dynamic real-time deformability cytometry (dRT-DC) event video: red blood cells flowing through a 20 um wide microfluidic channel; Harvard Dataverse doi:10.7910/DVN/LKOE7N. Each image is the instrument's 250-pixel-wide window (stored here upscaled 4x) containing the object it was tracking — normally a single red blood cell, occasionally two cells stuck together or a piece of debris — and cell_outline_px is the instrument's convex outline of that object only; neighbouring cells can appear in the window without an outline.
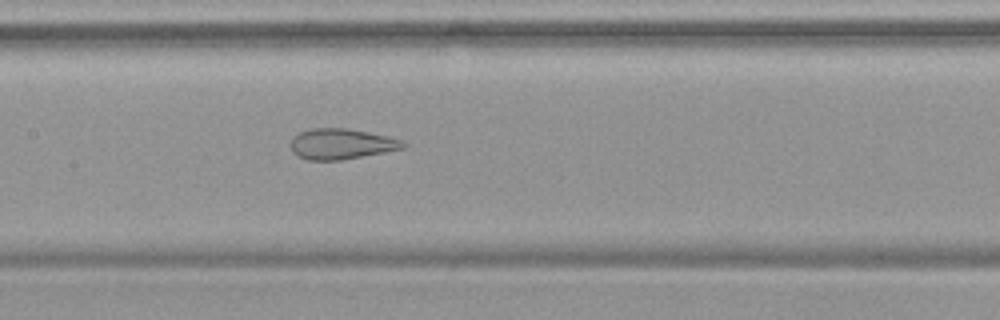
{"species": "common noctule bat (a hibernating species)", "species_latin": "Nyctalus noctula", "temperature_condition": "warm", "stored_images_in_passage": 53, "camera_frame_rate_fps": 3000, "um_per_image_px": 0.085, "animal": {"sex": "female", "body_mass_g": 19.9}, "frame": {"image": 1, "passage_image": 26, "time_ms": 8.333, "image_size_px": [1000, 320], "cell_outline_px": [[408, 144], [404, 148], [340, 160], [308, 160], [296, 156], [292, 152], [292, 136], [308, 128], [344, 128], [368, 132], [388, 136], [404, 140]], "centroid_in_image_um": [29.01, 12.23], "position_along_channel_um": 178.4, "area_um2": 20.06}}
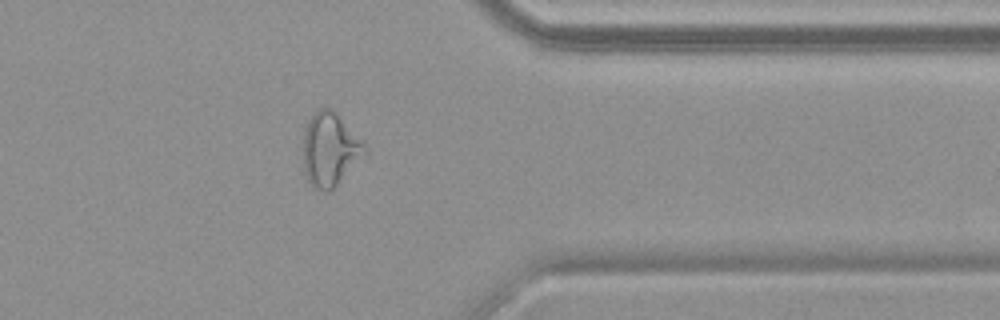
{"frame": {"image": 2, "passage_image": 43, "time_ms": 14.0, "image_size_px": [1000, 320], "cell_outline_px": [[368, 152], [328, 192], [324, 192], [312, 188], [304, 176], [304, 128], [308, 120], [316, 108], [332, 108], [336, 112], [364, 144]], "centroid_in_image_um": [28.0, 12.7], "position_along_channel_um": 383.4, "area_um2": 26.24}}
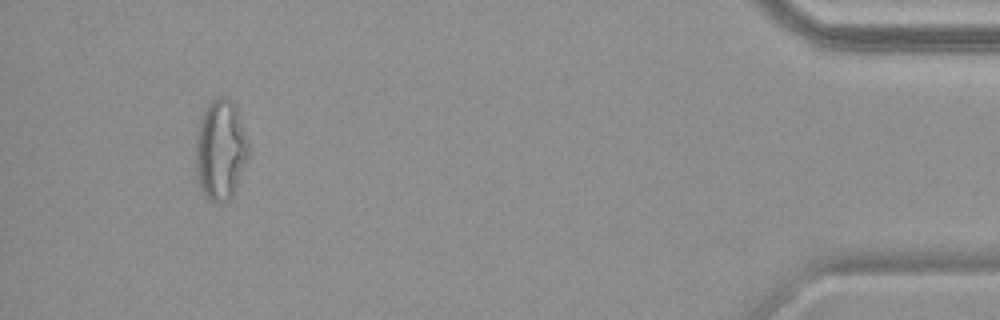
{"frame": {"image": 3, "passage_image": 50, "time_ms": 16.333, "image_size_px": [1000, 320], "cell_outline_px": [[248, 156], [232, 196], [228, 200], [216, 204], [212, 204], [208, 200], [200, 188], [196, 172], [196, 136], [200, 116], [208, 104], [216, 96], [224, 96], [232, 100], [236, 104], [248, 140]], "centroid_in_image_um": [18.73, 12.71], "position_along_channel_um": 416.5, "area_um2": 31.21}, "authors_computed_cell_mechanics": {"area_um2": 27.5128, "velocity_mm_per_s": 3.788, "shape_relaxation_time_tau1_ms": null, "shape_relaxation_time_tau2_ms": 1.3229, "deformation_change_tau1": null, "deformation_change_tau2": 0.1137}}